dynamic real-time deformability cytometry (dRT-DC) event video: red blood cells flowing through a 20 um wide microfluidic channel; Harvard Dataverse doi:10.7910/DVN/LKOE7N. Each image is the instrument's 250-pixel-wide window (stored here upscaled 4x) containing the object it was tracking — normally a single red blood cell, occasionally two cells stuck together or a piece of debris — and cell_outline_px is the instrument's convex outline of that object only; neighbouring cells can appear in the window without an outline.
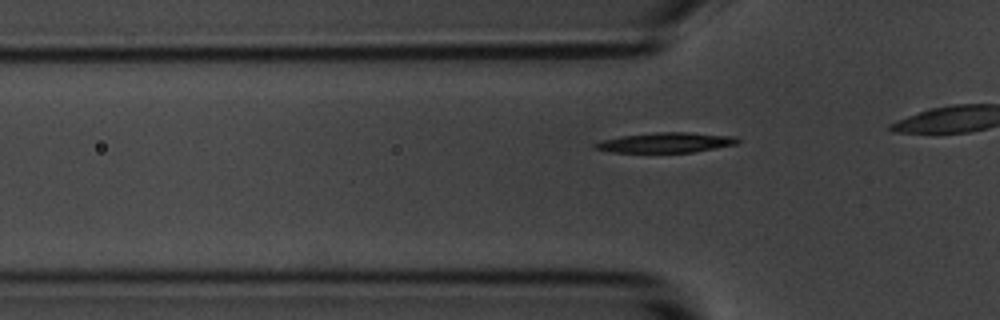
{"species": "common noctule bat (a hibernating species)", "species_latin": "Nyctalus noctula", "temperature_condition": "room temperature", "stored_images_in_passage": 16, "camera_frame_rate_fps": 3000, "um_per_image_px": 0.085, "animal": {"sex": "male", "body_mass_g": 20.1, "forearm_length_mm": 53.5}, "frame": {"image": 1, "passage_image": 10, "time_ms": 3.0, "image_size_px": [1000, 320], "cell_outline_px": [[740, 140], [736, 144], [692, 152], [612, 152], [592, 148], [592, 144], [604, 140], [620, 136], [656, 132], [688, 132], [736, 136]], "centroid_in_image_um": [56.58, 12.11], "position_along_channel_um": 69.2, "area_um2": 16.59}}
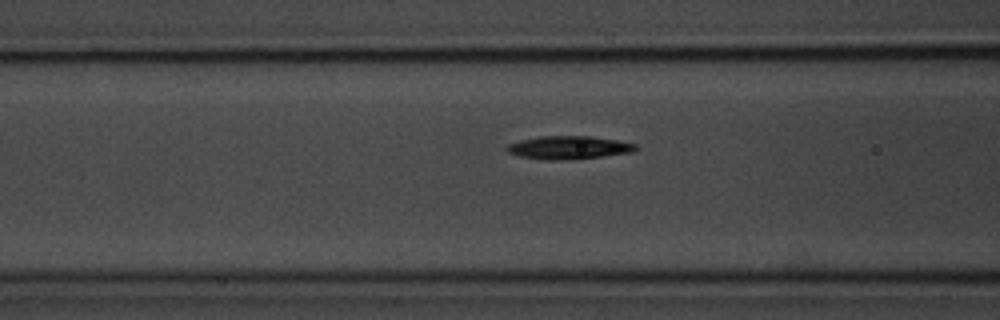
{"frame": {"image": 2, "passage_image": 14, "time_ms": 4.333, "image_size_px": [1000, 320], "cell_outline_px": [[636, 152], [600, 156], [520, 156], [508, 152], [504, 148], [508, 144], [520, 140], [540, 136], [588, 136], [616, 140], [636, 144]], "centroid_in_image_um": [48.39, 12.46], "position_along_channel_um": 118.2, "area_um2": 15.84}}